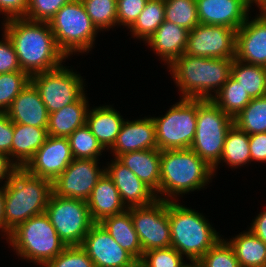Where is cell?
I'll use <instances>...</instances> for the list:
<instances>
[{
  "mask_svg": "<svg viewBox=\"0 0 266 267\" xmlns=\"http://www.w3.org/2000/svg\"><path fill=\"white\" fill-rule=\"evenodd\" d=\"M2 25L21 69L30 77L60 67L67 58L59 49L48 22L21 17L5 20Z\"/></svg>",
  "mask_w": 266,
  "mask_h": 267,
  "instance_id": "1",
  "label": "cell"
},
{
  "mask_svg": "<svg viewBox=\"0 0 266 267\" xmlns=\"http://www.w3.org/2000/svg\"><path fill=\"white\" fill-rule=\"evenodd\" d=\"M4 186V221L8 238L18 225L45 213L53 190L50 180L32 175L25 168H16Z\"/></svg>",
  "mask_w": 266,
  "mask_h": 267,
  "instance_id": "2",
  "label": "cell"
},
{
  "mask_svg": "<svg viewBox=\"0 0 266 267\" xmlns=\"http://www.w3.org/2000/svg\"><path fill=\"white\" fill-rule=\"evenodd\" d=\"M233 60L182 54L169 65L173 79L181 90L180 97L211 99V92L216 94L231 76Z\"/></svg>",
  "mask_w": 266,
  "mask_h": 267,
  "instance_id": "3",
  "label": "cell"
},
{
  "mask_svg": "<svg viewBox=\"0 0 266 267\" xmlns=\"http://www.w3.org/2000/svg\"><path fill=\"white\" fill-rule=\"evenodd\" d=\"M213 175L212 168L190 148L162 150L159 199L169 201L168 197L177 199V195L200 190Z\"/></svg>",
  "mask_w": 266,
  "mask_h": 267,
  "instance_id": "4",
  "label": "cell"
},
{
  "mask_svg": "<svg viewBox=\"0 0 266 267\" xmlns=\"http://www.w3.org/2000/svg\"><path fill=\"white\" fill-rule=\"evenodd\" d=\"M171 246L189 260H199L221 238L201 214L172 199L168 201Z\"/></svg>",
  "mask_w": 266,
  "mask_h": 267,
  "instance_id": "5",
  "label": "cell"
},
{
  "mask_svg": "<svg viewBox=\"0 0 266 267\" xmlns=\"http://www.w3.org/2000/svg\"><path fill=\"white\" fill-rule=\"evenodd\" d=\"M15 253L40 267L67 246L59 238L46 213L33 216L12 230L7 238Z\"/></svg>",
  "mask_w": 266,
  "mask_h": 267,
  "instance_id": "6",
  "label": "cell"
},
{
  "mask_svg": "<svg viewBox=\"0 0 266 267\" xmlns=\"http://www.w3.org/2000/svg\"><path fill=\"white\" fill-rule=\"evenodd\" d=\"M233 125V118L211 99H197V125L190 149L213 168L220 161L225 138Z\"/></svg>",
  "mask_w": 266,
  "mask_h": 267,
  "instance_id": "7",
  "label": "cell"
},
{
  "mask_svg": "<svg viewBox=\"0 0 266 267\" xmlns=\"http://www.w3.org/2000/svg\"><path fill=\"white\" fill-rule=\"evenodd\" d=\"M59 49L68 58L90 51L98 33L81 0L65 4L48 22Z\"/></svg>",
  "mask_w": 266,
  "mask_h": 267,
  "instance_id": "8",
  "label": "cell"
},
{
  "mask_svg": "<svg viewBox=\"0 0 266 267\" xmlns=\"http://www.w3.org/2000/svg\"><path fill=\"white\" fill-rule=\"evenodd\" d=\"M155 124L157 149L190 148L197 125V99L181 98L162 117H152Z\"/></svg>",
  "mask_w": 266,
  "mask_h": 267,
  "instance_id": "9",
  "label": "cell"
},
{
  "mask_svg": "<svg viewBox=\"0 0 266 267\" xmlns=\"http://www.w3.org/2000/svg\"><path fill=\"white\" fill-rule=\"evenodd\" d=\"M45 213L66 246H81L89 229L95 224L87 201L60 197L53 193Z\"/></svg>",
  "mask_w": 266,
  "mask_h": 267,
  "instance_id": "10",
  "label": "cell"
},
{
  "mask_svg": "<svg viewBox=\"0 0 266 267\" xmlns=\"http://www.w3.org/2000/svg\"><path fill=\"white\" fill-rule=\"evenodd\" d=\"M31 82L38 89L49 114L76 102L85 92L81 75L63 64L31 76Z\"/></svg>",
  "mask_w": 266,
  "mask_h": 267,
  "instance_id": "11",
  "label": "cell"
},
{
  "mask_svg": "<svg viewBox=\"0 0 266 267\" xmlns=\"http://www.w3.org/2000/svg\"><path fill=\"white\" fill-rule=\"evenodd\" d=\"M128 209L143 253L171 246L168 201L156 199L149 205Z\"/></svg>",
  "mask_w": 266,
  "mask_h": 267,
  "instance_id": "12",
  "label": "cell"
},
{
  "mask_svg": "<svg viewBox=\"0 0 266 267\" xmlns=\"http://www.w3.org/2000/svg\"><path fill=\"white\" fill-rule=\"evenodd\" d=\"M236 32L223 25H196L188 33L184 54L206 58H235Z\"/></svg>",
  "mask_w": 266,
  "mask_h": 267,
  "instance_id": "13",
  "label": "cell"
},
{
  "mask_svg": "<svg viewBox=\"0 0 266 267\" xmlns=\"http://www.w3.org/2000/svg\"><path fill=\"white\" fill-rule=\"evenodd\" d=\"M96 159H73L53 182V194L87 201L105 169H99Z\"/></svg>",
  "mask_w": 266,
  "mask_h": 267,
  "instance_id": "14",
  "label": "cell"
},
{
  "mask_svg": "<svg viewBox=\"0 0 266 267\" xmlns=\"http://www.w3.org/2000/svg\"><path fill=\"white\" fill-rule=\"evenodd\" d=\"M81 247L95 267H139V262L100 223H95L89 229Z\"/></svg>",
  "mask_w": 266,
  "mask_h": 267,
  "instance_id": "15",
  "label": "cell"
},
{
  "mask_svg": "<svg viewBox=\"0 0 266 267\" xmlns=\"http://www.w3.org/2000/svg\"><path fill=\"white\" fill-rule=\"evenodd\" d=\"M67 137L47 136L44 144L24 167L30 174L53 182L73 161Z\"/></svg>",
  "mask_w": 266,
  "mask_h": 267,
  "instance_id": "16",
  "label": "cell"
},
{
  "mask_svg": "<svg viewBox=\"0 0 266 267\" xmlns=\"http://www.w3.org/2000/svg\"><path fill=\"white\" fill-rule=\"evenodd\" d=\"M250 0H196L199 22L238 30L249 16Z\"/></svg>",
  "mask_w": 266,
  "mask_h": 267,
  "instance_id": "17",
  "label": "cell"
},
{
  "mask_svg": "<svg viewBox=\"0 0 266 267\" xmlns=\"http://www.w3.org/2000/svg\"><path fill=\"white\" fill-rule=\"evenodd\" d=\"M235 59L266 67V14L260 13L251 21L248 16L237 30Z\"/></svg>",
  "mask_w": 266,
  "mask_h": 267,
  "instance_id": "18",
  "label": "cell"
},
{
  "mask_svg": "<svg viewBox=\"0 0 266 267\" xmlns=\"http://www.w3.org/2000/svg\"><path fill=\"white\" fill-rule=\"evenodd\" d=\"M105 172L113 180L127 209L146 206L157 199L156 194L117 158L105 168Z\"/></svg>",
  "mask_w": 266,
  "mask_h": 267,
  "instance_id": "19",
  "label": "cell"
},
{
  "mask_svg": "<svg viewBox=\"0 0 266 267\" xmlns=\"http://www.w3.org/2000/svg\"><path fill=\"white\" fill-rule=\"evenodd\" d=\"M13 123L47 128L49 113L38 89L30 81L6 111Z\"/></svg>",
  "mask_w": 266,
  "mask_h": 267,
  "instance_id": "20",
  "label": "cell"
},
{
  "mask_svg": "<svg viewBox=\"0 0 266 267\" xmlns=\"http://www.w3.org/2000/svg\"><path fill=\"white\" fill-rule=\"evenodd\" d=\"M148 149H157L152 117L134 121L125 120L111 151L115 158H118L124 153Z\"/></svg>",
  "mask_w": 266,
  "mask_h": 267,
  "instance_id": "21",
  "label": "cell"
},
{
  "mask_svg": "<svg viewBox=\"0 0 266 267\" xmlns=\"http://www.w3.org/2000/svg\"><path fill=\"white\" fill-rule=\"evenodd\" d=\"M189 30L169 21H164L147 39L146 43L152 47L158 56L168 66L184 54Z\"/></svg>",
  "mask_w": 266,
  "mask_h": 267,
  "instance_id": "22",
  "label": "cell"
},
{
  "mask_svg": "<svg viewBox=\"0 0 266 267\" xmlns=\"http://www.w3.org/2000/svg\"><path fill=\"white\" fill-rule=\"evenodd\" d=\"M87 205L91 218L95 223L101 222L108 216L122 213L127 209L113 180L106 172L93 188L87 200Z\"/></svg>",
  "mask_w": 266,
  "mask_h": 267,
  "instance_id": "23",
  "label": "cell"
},
{
  "mask_svg": "<svg viewBox=\"0 0 266 267\" xmlns=\"http://www.w3.org/2000/svg\"><path fill=\"white\" fill-rule=\"evenodd\" d=\"M160 158L159 149H148L124 153L117 159L147 185L159 199Z\"/></svg>",
  "mask_w": 266,
  "mask_h": 267,
  "instance_id": "24",
  "label": "cell"
},
{
  "mask_svg": "<svg viewBox=\"0 0 266 267\" xmlns=\"http://www.w3.org/2000/svg\"><path fill=\"white\" fill-rule=\"evenodd\" d=\"M85 93L76 101L49 114L47 133L52 137H68L86 125L89 110Z\"/></svg>",
  "mask_w": 266,
  "mask_h": 267,
  "instance_id": "25",
  "label": "cell"
},
{
  "mask_svg": "<svg viewBox=\"0 0 266 267\" xmlns=\"http://www.w3.org/2000/svg\"><path fill=\"white\" fill-rule=\"evenodd\" d=\"M124 120L111 106H98L88 110L86 126L102 147L108 150L113 147Z\"/></svg>",
  "mask_w": 266,
  "mask_h": 267,
  "instance_id": "26",
  "label": "cell"
},
{
  "mask_svg": "<svg viewBox=\"0 0 266 267\" xmlns=\"http://www.w3.org/2000/svg\"><path fill=\"white\" fill-rule=\"evenodd\" d=\"M11 158L17 168H24L36 151L44 144L47 128L14 123ZM14 160V161H13Z\"/></svg>",
  "mask_w": 266,
  "mask_h": 267,
  "instance_id": "27",
  "label": "cell"
},
{
  "mask_svg": "<svg viewBox=\"0 0 266 267\" xmlns=\"http://www.w3.org/2000/svg\"><path fill=\"white\" fill-rule=\"evenodd\" d=\"M114 240L138 262L143 258V250L137 232L134 229L129 209L124 212L108 216L99 222Z\"/></svg>",
  "mask_w": 266,
  "mask_h": 267,
  "instance_id": "28",
  "label": "cell"
},
{
  "mask_svg": "<svg viewBox=\"0 0 266 267\" xmlns=\"http://www.w3.org/2000/svg\"><path fill=\"white\" fill-rule=\"evenodd\" d=\"M230 241L240 267H266V244L250 229Z\"/></svg>",
  "mask_w": 266,
  "mask_h": 267,
  "instance_id": "29",
  "label": "cell"
},
{
  "mask_svg": "<svg viewBox=\"0 0 266 267\" xmlns=\"http://www.w3.org/2000/svg\"><path fill=\"white\" fill-rule=\"evenodd\" d=\"M231 77L240 83L251 99L266 95V67L246 64L234 58Z\"/></svg>",
  "mask_w": 266,
  "mask_h": 267,
  "instance_id": "30",
  "label": "cell"
},
{
  "mask_svg": "<svg viewBox=\"0 0 266 267\" xmlns=\"http://www.w3.org/2000/svg\"><path fill=\"white\" fill-rule=\"evenodd\" d=\"M221 161L226 162L233 168L251 162L249 135L235 125L227 133L222 156L220 161L212 168L213 173H215Z\"/></svg>",
  "mask_w": 266,
  "mask_h": 267,
  "instance_id": "31",
  "label": "cell"
},
{
  "mask_svg": "<svg viewBox=\"0 0 266 267\" xmlns=\"http://www.w3.org/2000/svg\"><path fill=\"white\" fill-rule=\"evenodd\" d=\"M211 100L234 119L252 99L240 83L230 76Z\"/></svg>",
  "mask_w": 266,
  "mask_h": 267,
  "instance_id": "32",
  "label": "cell"
},
{
  "mask_svg": "<svg viewBox=\"0 0 266 267\" xmlns=\"http://www.w3.org/2000/svg\"><path fill=\"white\" fill-rule=\"evenodd\" d=\"M164 0H148L133 25L129 28L132 35L147 41L165 21Z\"/></svg>",
  "mask_w": 266,
  "mask_h": 267,
  "instance_id": "33",
  "label": "cell"
},
{
  "mask_svg": "<svg viewBox=\"0 0 266 267\" xmlns=\"http://www.w3.org/2000/svg\"><path fill=\"white\" fill-rule=\"evenodd\" d=\"M233 120L248 135L266 132V95L252 99Z\"/></svg>",
  "mask_w": 266,
  "mask_h": 267,
  "instance_id": "34",
  "label": "cell"
},
{
  "mask_svg": "<svg viewBox=\"0 0 266 267\" xmlns=\"http://www.w3.org/2000/svg\"><path fill=\"white\" fill-rule=\"evenodd\" d=\"M74 159H97L105 150L90 129L84 125L68 137Z\"/></svg>",
  "mask_w": 266,
  "mask_h": 267,
  "instance_id": "35",
  "label": "cell"
},
{
  "mask_svg": "<svg viewBox=\"0 0 266 267\" xmlns=\"http://www.w3.org/2000/svg\"><path fill=\"white\" fill-rule=\"evenodd\" d=\"M165 21L192 30L199 25L196 0H164Z\"/></svg>",
  "mask_w": 266,
  "mask_h": 267,
  "instance_id": "36",
  "label": "cell"
},
{
  "mask_svg": "<svg viewBox=\"0 0 266 267\" xmlns=\"http://www.w3.org/2000/svg\"><path fill=\"white\" fill-rule=\"evenodd\" d=\"M97 30L117 25V0H81Z\"/></svg>",
  "mask_w": 266,
  "mask_h": 267,
  "instance_id": "37",
  "label": "cell"
},
{
  "mask_svg": "<svg viewBox=\"0 0 266 267\" xmlns=\"http://www.w3.org/2000/svg\"><path fill=\"white\" fill-rule=\"evenodd\" d=\"M31 81V77L22 71L0 74V112H6L14 98Z\"/></svg>",
  "mask_w": 266,
  "mask_h": 267,
  "instance_id": "38",
  "label": "cell"
},
{
  "mask_svg": "<svg viewBox=\"0 0 266 267\" xmlns=\"http://www.w3.org/2000/svg\"><path fill=\"white\" fill-rule=\"evenodd\" d=\"M202 267H240L233 248L220 239L200 259Z\"/></svg>",
  "mask_w": 266,
  "mask_h": 267,
  "instance_id": "39",
  "label": "cell"
},
{
  "mask_svg": "<svg viewBox=\"0 0 266 267\" xmlns=\"http://www.w3.org/2000/svg\"><path fill=\"white\" fill-rule=\"evenodd\" d=\"M181 255L172 246L146 251L139 267H182L185 263Z\"/></svg>",
  "mask_w": 266,
  "mask_h": 267,
  "instance_id": "40",
  "label": "cell"
},
{
  "mask_svg": "<svg viewBox=\"0 0 266 267\" xmlns=\"http://www.w3.org/2000/svg\"><path fill=\"white\" fill-rule=\"evenodd\" d=\"M42 267H95L86 251L81 246H67L53 260Z\"/></svg>",
  "mask_w": 266,
  "mask_h": 267,
  "instance_id": "41",
  "label": "cell"
},
{
  "mask_svg": "<svg viewBox=\"0 0 266 267\" xmlns=\"http://www.w3.org/2000/svg\"><path fill=\"white\" fill-rule=\"evenodd\" d=\"M72 0H28L26 19L49 22L55 14Z\"/></svg>",
  "mask_w": 266,
  "mask_h": 267,
  "instance_id": "42",
  "label": "cell"
},
{
  "mask_svg": "<svg viewBox=\"0 0 266 267\" xmlns=\"http://www.w3.org/2000/svg\"><path fill=\"white\" fill-rule=\"evenodd\" d=\"M148 0H117V24L130 28Z\"/></svg>",
  "mask_w": 266,
  "mask_h": 267,
  "instance_id": "43",
  "label": "cell"
},
{
  "mask_svg": "<svg viewBox=\"0 0 266 267\" xmlns=\"http://www.w3.org/2000/svg\"><path fill=\"white\" fill-rule=\"evenodd\" d=\"M3 37L0 41V74L22 71L12 42L5 33Z\"/></svg>",
  "mask_w": 266,
  "mask_h": 267,
  "instance_id": "44",
  "label": "cell"
},
{
  "mask_svg": "<svg viewBox=\"0 0 266 267\" xmlns=\"http://www.w3.org/2000/svg\"><path fill=\"white\" fill-rule=\"evenodd\" d=\"M14 133V123L8 117L7 112H0V152L6 154L10 161Z\"/></svg>",
  "mask_w": 266,
  "mask_h": 267,
  "instance_id": "45",
  "label": "cell"
},
{
  "mask_svg": "<svg viewBox=\"0 0 266 267\" xmlns=\"http://www.w3.org/2000/svg\"><path fill=\"white\" fill-rule=\"evenodd\" d=\"M27 7L28 0H0V12L5 13V20L25 17Z\"/></svg>",
  "mask_w": 266,
  "mask_h": 267,
  "instance_id": "46",
  "label": "cell"
},
{
  "mask_svg": "<svg viewBox=\"0 0 266 267\" xmlns=\"http://www.w3.org/2000/svg\"><path fill=\"white\" fill-rule=\"evenodd\" d=\"M251 161H266V132L249 135Z\"/></svg>",
  "mask_w": 266,
  "mask_h": 267,
  "instance_id": "47",
  "label": "cell"
},
{
  "mask_svg": "<svg viewBox=\"0 0 266 267\" xmlns=\"http://www.w3.org/2000/svg\"><path fill=\"white\" fill-rule=\"evenodd\" d=\"M250 230L266 244V211L259 213L253 220Z\"/></svg>",
  "mask_w": 266,
  "mask_h": 267,
  "instance_id": "48",
  "label": "cell"
},
{
  "mask_svg": "<svg viewBox=\"0 0 266 267\" xmlns=\"http://www.w3.org/2000/svg\"><path fill=\"white\" fill-rule=\"evenodd\" d=\"M17 167L10 161L9 157L0 152V182L5 179V183L10 179Z\"/></svg>",
  "mask_w": 266,
  "mask_h": 267,
  "instance_id": "49",
  "label": "cell"
},
{
  "mask_svg": "<svg viewBox=\"0 0 266 267\" xmlns=\"http://www.w3.org/2000/svg\"><path fill=\"white\" fill-rule=\"evenodd\" d=\"M2 187V188H1ZM0 187V229L1 232L5 233V221H4V197H5V186Z\"/></svg>",
  "mask_w": 266,
  "mask_h": 267,
  "instance_id": "50",
  "label": "cell"
},
{
  "mask_svg": "<svg viewBox=\"0 0 266 267\" xmlns=\"http://www.w3.org/2000/svg\"><path fill=\"white\" fill-rule=\"evenodd\" d=\"M254 3L261 9V14H266V0H256Z\"/></svg>",
  "mask_w": 266,
  "mask_h": 267,
  "instance_id": "51",
  "label": "cell"
},
{
  "mask_svg": "<svg viewBox=\"0 0 266 267\" xmlns=\"http://www.w3.org/2000/svg\"><path fill=\"white\" fill-rule=\"evenodd\" d=\"M191 263L186 264V262L182 265V267H202L199 260H190Z\"/></svg>",
  "mask_w": 266,
  "mask_h": 267,
  "instance_id": "52",
  "label": "cell"
}]
</instances>
